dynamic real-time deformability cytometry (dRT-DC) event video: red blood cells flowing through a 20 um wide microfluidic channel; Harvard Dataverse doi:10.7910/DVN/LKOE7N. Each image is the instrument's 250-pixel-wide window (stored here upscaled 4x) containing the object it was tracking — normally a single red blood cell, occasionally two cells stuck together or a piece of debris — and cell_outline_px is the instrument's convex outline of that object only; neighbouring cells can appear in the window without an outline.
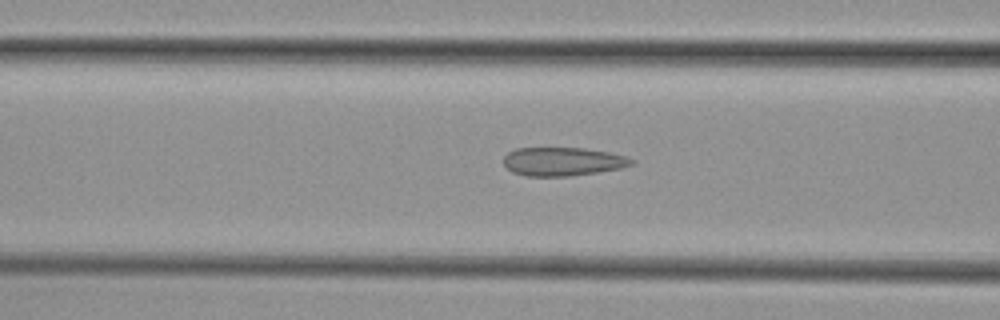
{"species": "common noctule bat (a hibernating species)", "species_latin": "Nyctalus noctula", "temperature_condition": "cold", "stored_images_in_passage": 44, "camera_frame_rate_fps": 3000, "um_per_image_px": 0.085, "animal": {"sex": "female", "body_mass_g": 29.2, "forearm_length_mm": 56.3}, "frame": {"image": 1, "passage_image": 22, "time_ms": 7.0, "image_size_px": [1000, 320], "cell_outline_px": [[636, 160], [632, 164], [620, 168], [596, 172], [568, 176], [524, 176], [512, 172], [504, 164], [504, 156], [508, 152], [516, 148], [584, 148], [608, 152], [624, 156]], "centroid_in_image_um": [47.8, 13.73], "position_along_channel_um": 118.8, "area_um2": 21.15}}
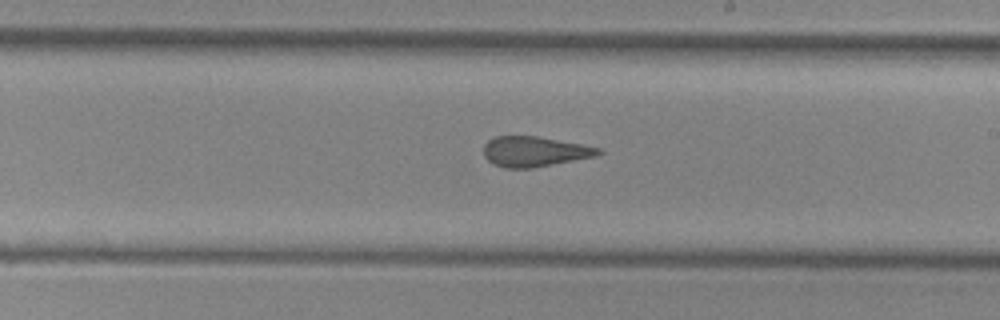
{"frame": {"image": 2, "passage_image": 32, "time_ms": 10.333, "image_size_px": [1000, 320], "cell_outline_px": [[604, 152], [596, 156], [532, 168], [504, 168], [492, 164], [484, 156], [484, 144], [488, 140], [496, 136], [536, 136], [580, 144], [600, 148]], "centroid_in_image_um": [45.4, 12.89], "position_along_channel_um": 243.6, "area_um2": 20.11}}
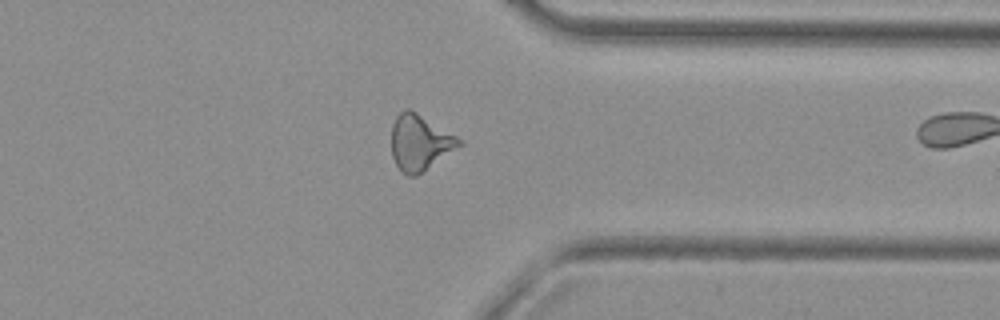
{"frame": {"image": 3, "passage_image": 43, "time_ms": 14.0, "image_size_px": [1000, 320], "cell_outline_px": [[464, 144], [416, 176], [408, 176], [400, 172], [392, 156], [392, 124], [396, 116], [404, 108], [408, 108], [416, 112], [464, 140]], "centroid_in_image_um": [35.69, 12.12], "position_along_channel_um": 375.7, "area_um2": 22.08}}